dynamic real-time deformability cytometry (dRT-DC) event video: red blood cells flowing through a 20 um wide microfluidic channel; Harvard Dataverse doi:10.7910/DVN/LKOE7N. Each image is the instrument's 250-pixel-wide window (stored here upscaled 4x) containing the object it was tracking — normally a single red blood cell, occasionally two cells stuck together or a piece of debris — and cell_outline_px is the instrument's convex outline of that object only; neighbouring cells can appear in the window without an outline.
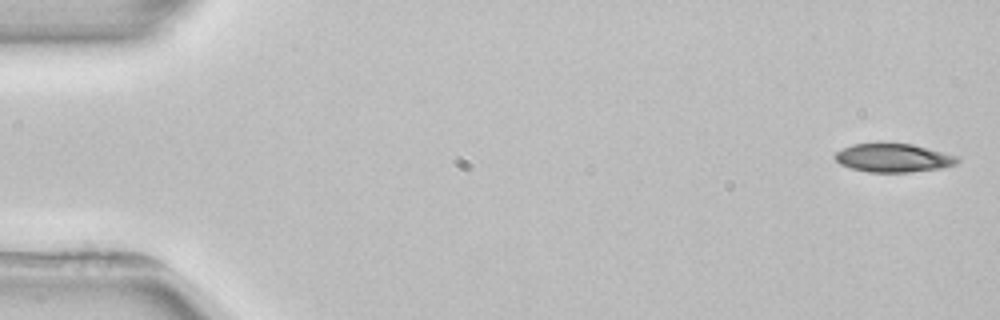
{"species": "common noctule bat (a hibernating species)", "species_latin": "Nyctalus noctula", "temperature_condition": "room temperature", "stored_images_in_passage": 4, "camera_frame_rate_fps": 3000, "um_per_image_px": 0.085, "animal": {"sex": "female", "body_mass_g": 22.7, "forearm_length_mm": 54.2}, "frame": {"image": 1, "passage_image": 1, "time_ms": 0.0, "image_size_px": [1000, 320], "cell_outline_px": [[960, 160], [956, 164], [944, 168], [908, 172], [868, 172], [852, 168], [840, 164], [832, 156], [836, 152], [852, 144], [912, 144], [960, 156]], "centroid_in_image_um": [75.97, 13.43], "position_along_channel_um": 9.0, "area_um2": 20.29}}
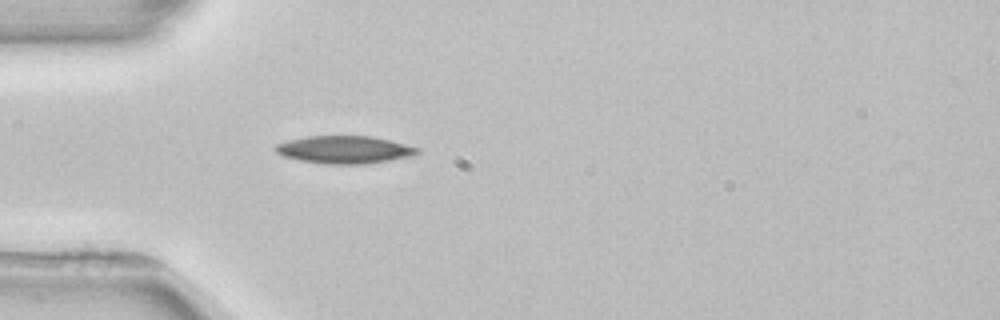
{"frame": {"image": 2, "passage_image": 4, "time_ms": 4.667, "image_size_px": [1000, 320], "cell_outline_px": [[420, 152], [412, 156], [368, 164], [324, 164], [300, 160], [284, 156], [276, 152], [276, 144], [288, 140], [308, 136], [372, 136], [420, 148]], "centroid_in_image_um": [29.3, 12.73], "position_along_channel_um": 55.7, "area_um2": 22.77}}